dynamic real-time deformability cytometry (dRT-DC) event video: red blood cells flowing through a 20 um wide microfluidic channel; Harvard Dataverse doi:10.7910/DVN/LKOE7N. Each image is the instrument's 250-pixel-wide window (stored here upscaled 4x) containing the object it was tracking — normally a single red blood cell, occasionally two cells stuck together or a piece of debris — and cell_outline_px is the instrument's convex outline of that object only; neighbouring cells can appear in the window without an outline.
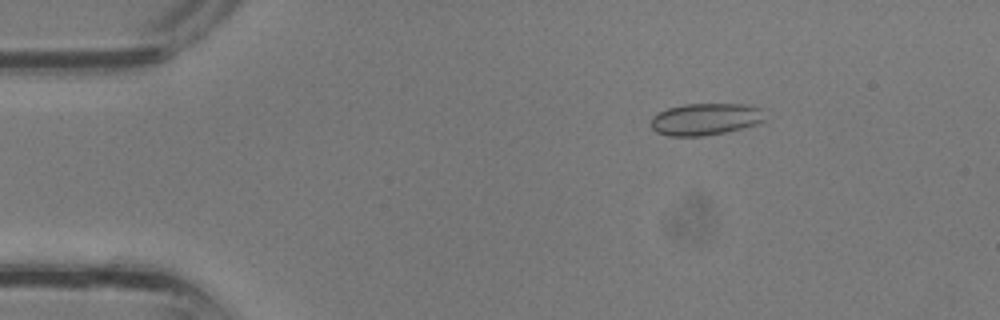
{"species": "common noctule bat (a hibernating species)", "species_latin": "Nyctalus noctula", "temperature_condition": "room temperature", "stored_images_in_passage": 34, "camera_frame_rate_fps": 3000, "um_per_image_px": 0.085, "animal": {"sex": "male", "body_mass_g": 13.3}, "frame": {"image": 1, "passage_image": 5, "time_ms": 1.333, "image_size_px": [1000, 320], "cell_outline_px": [[764, 120], [760, 124], [728, 132], [704, 136], [668, 136], [656, 132], [652, 128], [652, 116], [668, 108], [684, 104], [744, 104], [760, 108]], "centroid_in_image_um": [59.97, 10.14], "position_along_channel_um": 25.0, "area_um2": 21.27}}
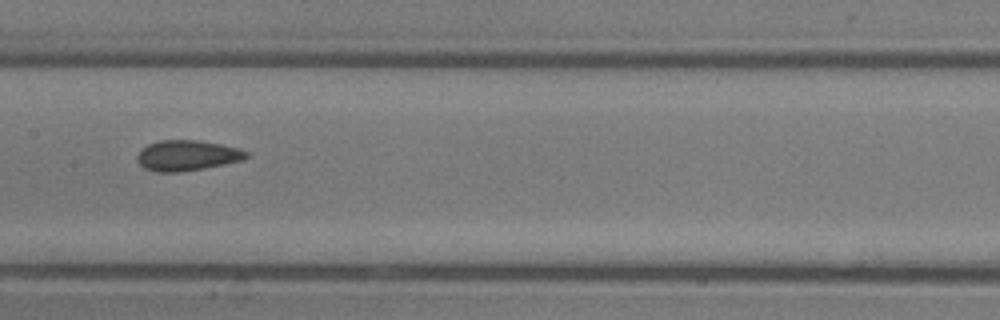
{"frame": {"image": 2, "passage_image": 17, "time_ms": 5.333, "image_size_px": [1000, 320], "cell_outline_px": [[248, 156], [244, 160], [204, 168], [180, 172], [156, 172], [144, 168], [136, 160], [136, 156], [148, 144], [160, 140], [196, 140], [220, 144], [240, 148], [248, 152]], "centroid_in_image_um": [15.91, 13.22], "position_along_channel_um": 191.5, "area_um2": 19.36}}
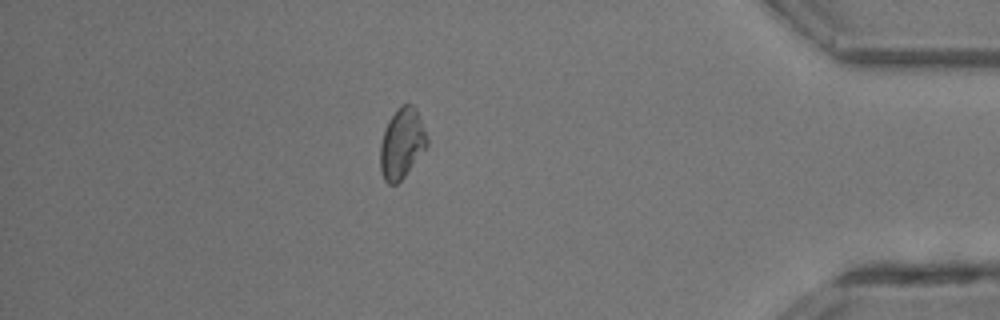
{"frame": {"image": 3, "passage_image": 30, "time_ms": 9.667, "image_size_px": [1000, 320], "cell_outline_px": [[428, 144], [404, 176], [396, 184], [388, 184], [384, 180], [380, 168], [380, 144], [384, 128], [388, 120], [400, 104], [412, 104], [416, 108], [428, 136]], "centroid_in_image_um": [34.14, 12.16], "position_along_channel_um": 401.1, "area_um2": 19.19}}